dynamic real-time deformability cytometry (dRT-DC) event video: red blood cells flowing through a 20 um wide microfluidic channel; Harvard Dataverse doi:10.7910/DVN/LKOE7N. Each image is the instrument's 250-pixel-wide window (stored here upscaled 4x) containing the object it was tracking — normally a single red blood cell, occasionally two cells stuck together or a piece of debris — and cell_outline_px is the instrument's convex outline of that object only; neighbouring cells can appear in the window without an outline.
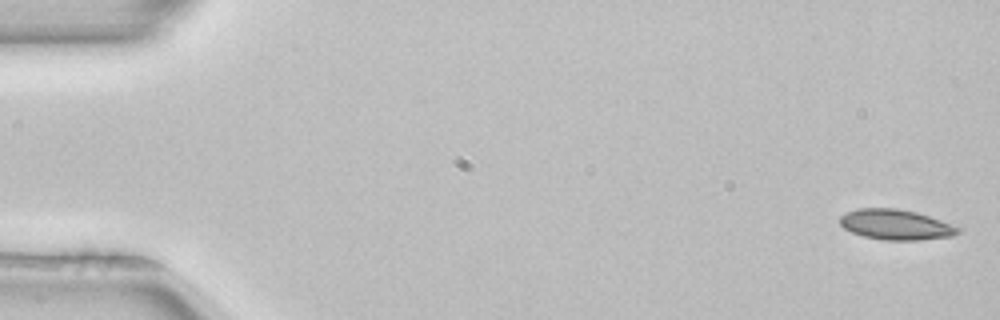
{"species": "common noctule bat (a hibernating species)", "species_latin": "Nyctalus noctula", "temperature_condition": "room temperature", "stored_images_in_passage": 5, "camera_frame_rate_fps": 3000, "um_per_image_px": 0.085, "animal": {"sex": "female", "body_mass_g": 22.7, "forearm_length_mm": 54.2}, "frame": {"image": 1, "passage_image": 1, "time_ms": 0.0, "image_size_px": [1000, 320], "cell_outline_px": [[964, 228], [960, 232], [952, 236], [920, 240], [884, 240], [864, 236], [852, 232], [844, 228], [840, 224], [840, 216], [848, 212], [860, 208], [896, 208], [916, 212]], "centroid_in_image_um": [76.18, 19.1], "position_along_channel_um": 8.8, "area_um2": 20.81}}
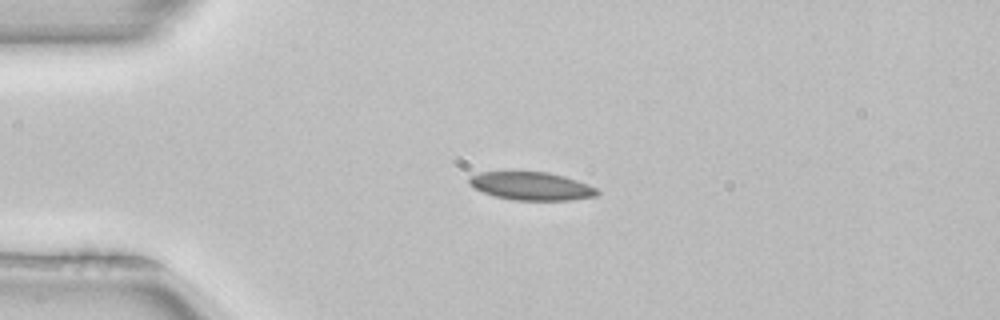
{"frame": {"image": 2, "passage_image": 4, "time_ms": 1.0, "image_size_px": [1000, 320], "cell_outline_px": [[600, 192], [596, 196], [568, 200], [512, 200], [480, 192], [472, 188], [468, 184], [468, 176], [480, 172], [548, 172], [564, 176], [588, 184], [596, 188]], "centroid_in_image_um": [45.11, 15.82], "position_along_channel_um": 39.9, "area_um2": 21.1}}